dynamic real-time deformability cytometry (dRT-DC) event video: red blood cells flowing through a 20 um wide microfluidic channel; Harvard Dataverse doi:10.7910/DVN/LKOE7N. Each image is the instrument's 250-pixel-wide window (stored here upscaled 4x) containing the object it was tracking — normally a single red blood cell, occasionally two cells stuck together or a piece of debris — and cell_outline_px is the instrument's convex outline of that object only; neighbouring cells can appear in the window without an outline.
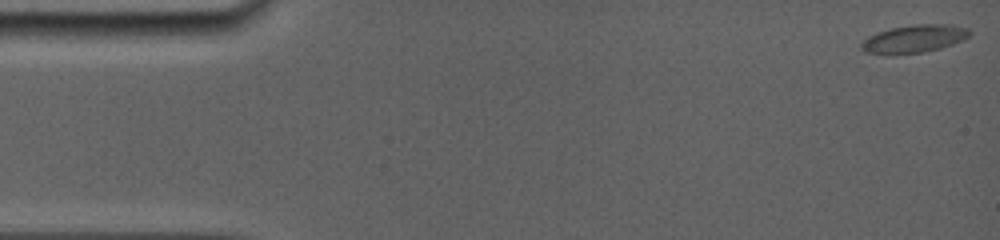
{"species": "common noctule bat (a hibernating species)", "species_latin": "Nyctalus noctula", "temperature_condition": "room temperature", "stored_images_in_passage": 18, "camera_frame_rate_fps": 5000, "um_per_image_px": 0.085, "animal": {"sex": "female", "body_mass_g": 19.0, "forearm_length_mm": 56.7}, "frame": {"image": 1, "passage_image": 1, "time_ms": 0.0, "image_size_px": [1000, 240], "cell_outline_px": [[972, 32], [968, 36], [952, 44], [940, 48], [924, 52], [864, 52], [860, 48], [860, 44], [868, 36], [876, 32], [892, 28], [912, 24], [952, 24], [968, 28]], "centroid_in_image_um": [77.73, 3.25], "position_along_channel_um": 7.3, "area_um2": 17.05}}
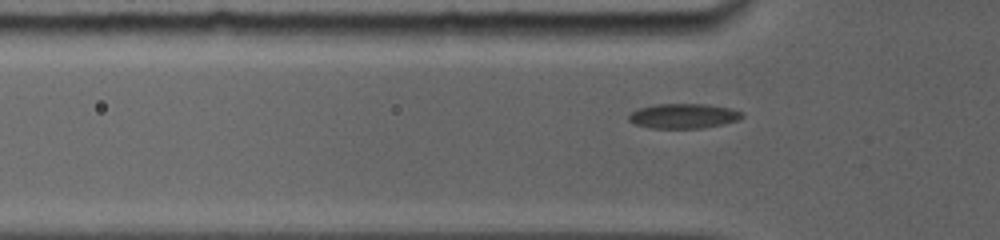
{"frame": {"image": 2, "passage_image": 11, "time_ms": 4.8, "image_size_px": [1000, 240], "cell_outline_px": [[744, 116], [740, 120], [724, 124], [704, 128], [652, 128], [636, 124], [628, 120], [628, 116], [632, 112], [640, 108], [656, 104], [708, 104], [732, 108], [744, 112]], "centroid_in_image_um": [58.18, 9.86], "position_along_channel_um": 67.6, "area_um2": 16.53}}
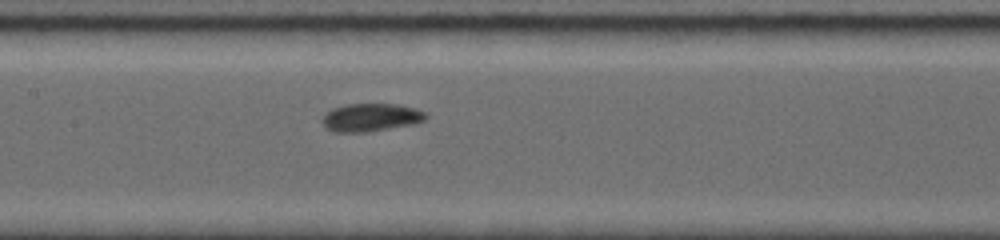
{"frame": {"image": 3, "passage_image": 18, "time_ms": 7.6, "image_size_px": [1000, 240], "cell_outline_px": [[428, 116], [424, 120], [412, 124], [368, 132], [336, 132], [328, 128], [320, 120], [332, 108], [344, 104], [396, 104], [412, 108], [424, 112]], "centroid_in_image_um": [31.5, 9.98], "position_along_channel_um": 175.9, "area_um2": 16.65}}